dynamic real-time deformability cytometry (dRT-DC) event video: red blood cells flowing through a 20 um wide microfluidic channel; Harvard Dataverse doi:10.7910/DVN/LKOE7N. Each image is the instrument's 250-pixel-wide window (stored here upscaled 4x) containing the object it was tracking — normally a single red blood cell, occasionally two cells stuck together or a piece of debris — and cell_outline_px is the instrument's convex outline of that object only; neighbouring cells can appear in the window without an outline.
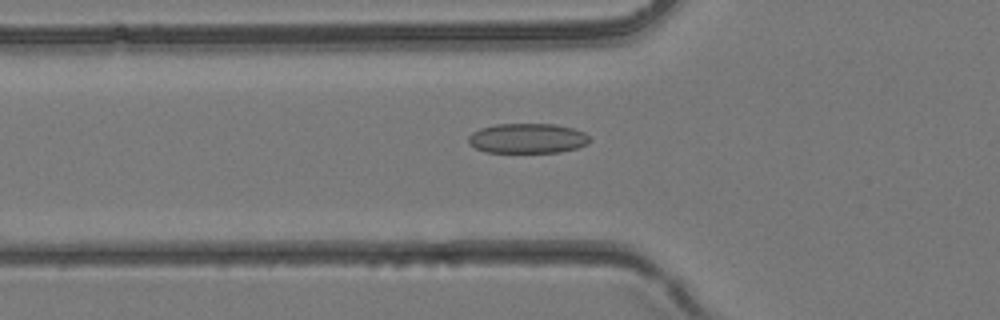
{"species": "common noctule bat (a hibernating species)", "species_latin": "Nyctalus noctula", "temperature_condition": "room temperature", "stored_images_in_passage": 32, "camera_frame_rate_fps": 3000, "um_per_image_px": 0.085, "animal": {"sex": "female", "body_mass_g": 24.6, "forearm_length_mm": 56.2}, "frame": {"image": 1, "passage_image": 7, "time_ms": 2.0, "image_size_px": [1000, 320], "cell_outline_px": [[592, 140], [588, 144], [576, 148], [560, 152], [484, 152], [468, 144], [468, 136], [472, 132], [480, 128], [496, 124], [556, 124], [572, 128], [584, 132]], "centroid_in_image_um": [44.83, 11.76], "position_along_channel_um": 81.0, "area_um2": 21.27}}
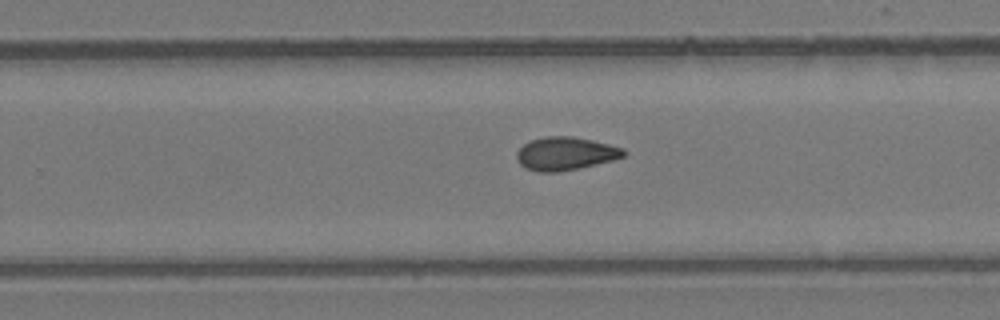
{"frame": {"image": 2, "passage_image": 18, "time_ms": 5.667, "image_size_px": [1000, 320], "cell_outline_px": [[628, 152], [624, 156], [612, 160], [576, 168], [556, 172], [540, 172], [524, 168], [520, 164], [516, 156], [516, 152], [524, 144], [532, 140], [544, 136], [572, 136], [592, 140], [624, 148]], "centroid_in_image_um": [48.05, 13.04], "position_along_channel_um": 281.7, "area_um2": 20.52}}
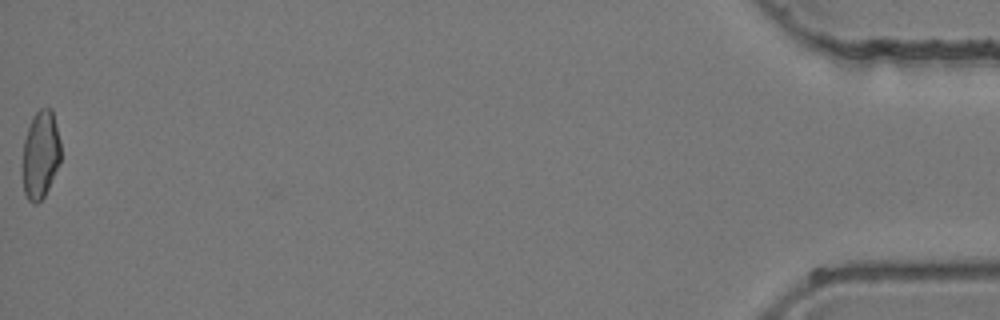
{"frame": {"image": 3, "passage_image": 32, "time_ms": 10.333, "image_size_px": [1000, 320], "cell_outline_px": [[60, 160], [48, 188], [44, 196], [36, 204], [32, 204], [28, 200], [24, 192], [24, 140], [32, 116], [40, 108], [52, 108], [60, 140]], "centroid_in_image_um": [3.46, 13.11], "position_along_channel_um": 431.7, "area_um2": 19.19}}